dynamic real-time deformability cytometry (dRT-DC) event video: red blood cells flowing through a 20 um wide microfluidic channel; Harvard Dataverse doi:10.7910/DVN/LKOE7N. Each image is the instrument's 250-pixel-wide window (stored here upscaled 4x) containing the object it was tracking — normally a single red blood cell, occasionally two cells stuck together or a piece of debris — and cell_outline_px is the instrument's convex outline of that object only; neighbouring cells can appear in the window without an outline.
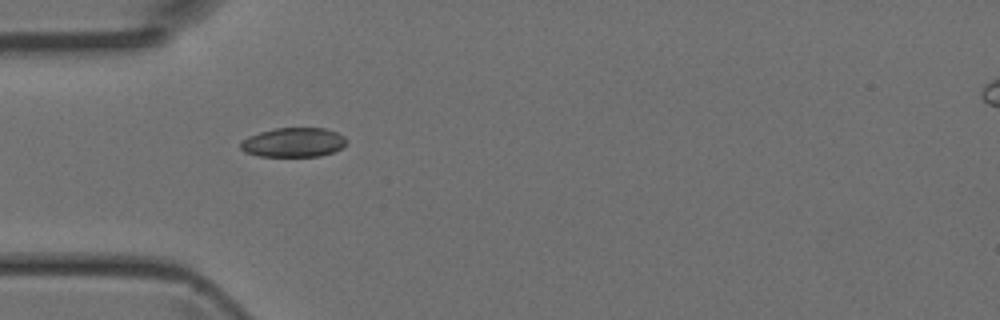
{"species": "Egyptian fruit bat (a non-hibernating species)", "species_latin": "Rousettus aegyptiacus", "temperature_condition": "room temperature", "stored_images_in_passage": 6, "camera_frame_rate_fps": 3000, "um_per_image_px": 0.085, "animal": {"sex": "female"}, "frame": {"image": 1, "passage_image": 4, "time_ms": 1.0, "image_size_px": [1000, 320], "cell_outline_px": [[348, 140], [340, 148], [332, 152], [320, 156], [256, 156], [244, 152], [240, 148], [240, 144], [248, 136], [260, 132], [276, 128], [324, 128], [336, 132], [344, 136]], "centroid_in_image_um": [24.93, 12.1], "position_along_channel_um": 60.1, "area_um2": 18.03}}
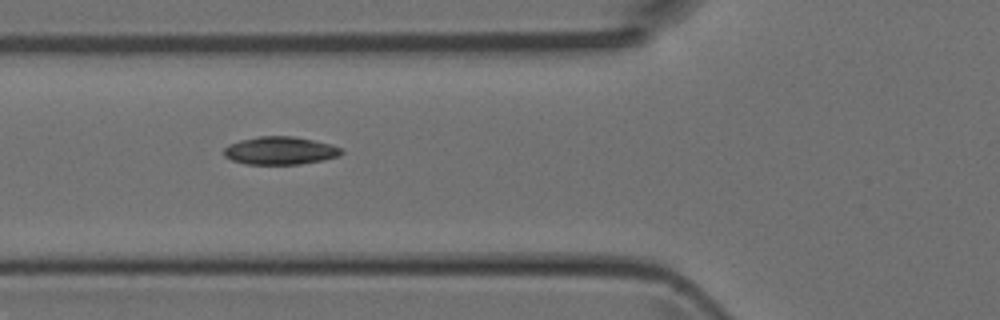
{"frame": {"image": 2, "passage_image": 5, "time_ms": 1.333, "image_size_px": [1000, 320], "cell_outline_px": [[344, 152], [340, 156], [300, 164], [248, 164], [232, 160], [224, 156], [224, 148], [228, 144], [240, 140], [260, 136], [292, 136], [332, 144], [340, 148]], "centroid_in_image_um": [23.8, 12.8], "position_along_channel_um": 102.0, "area_um2": 19.02}}
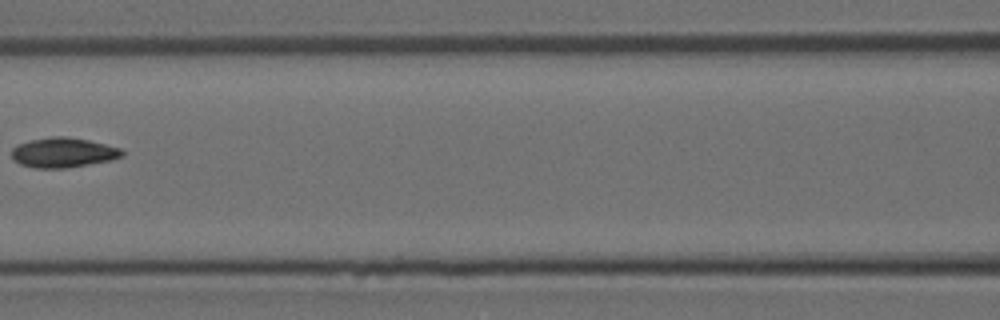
{"frame": {"image": 3, "passage_image": 6, "time_ms": 1.667, "image_size_px": [1000, 320], "cell_outline_px": [[124, 156], [112, 160], [64, 168], [36, 168], [20, 164], [12, 156], [12, 148], [28, 140], [52, 136], [68, 136], [88, 140], [120, 148], [124, 152]], "centroid_in_image_um": [5.39, 12.96], "position_along_channel_um": 161.2, "area_um2": 19.13}}